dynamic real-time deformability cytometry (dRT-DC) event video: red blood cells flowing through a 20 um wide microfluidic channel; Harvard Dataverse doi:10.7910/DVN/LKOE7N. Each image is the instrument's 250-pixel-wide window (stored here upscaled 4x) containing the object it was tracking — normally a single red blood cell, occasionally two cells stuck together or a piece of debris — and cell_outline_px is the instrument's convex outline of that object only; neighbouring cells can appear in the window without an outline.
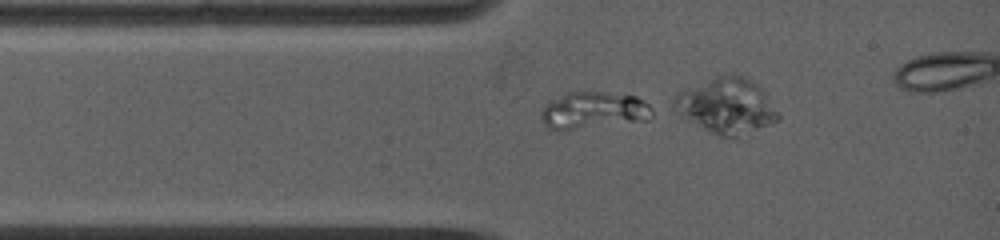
{"species": "common noctule bat (a hibernating species)", "species_latin": "Nyctalus noctula", "temperature_condition": "warm", "stored_images_in_passage": 26, "camera_frame_rate_fps": 5000, "um_per_image_px": 0.085, "animal": {"sex": "female", "body_mass_g": 19.0, "forearm_length_mm": 53.3}, "frame": {"image": 1, "passage_image": 1, "time_ms": 0.0, "image_size_px": [1000, 240], "cell_outline_px": [[652, 116], [648, 120], [572, 128], [548, 128], [540, 120], [540, 112], [544, 104], [568, 92], [604, 92], [636, 96], [648, 104], [652, 108]], "centroid_in_image_um": [50.44, 9.35], "position_along_channel_um": 34.6, "area_um2": 23.35}}